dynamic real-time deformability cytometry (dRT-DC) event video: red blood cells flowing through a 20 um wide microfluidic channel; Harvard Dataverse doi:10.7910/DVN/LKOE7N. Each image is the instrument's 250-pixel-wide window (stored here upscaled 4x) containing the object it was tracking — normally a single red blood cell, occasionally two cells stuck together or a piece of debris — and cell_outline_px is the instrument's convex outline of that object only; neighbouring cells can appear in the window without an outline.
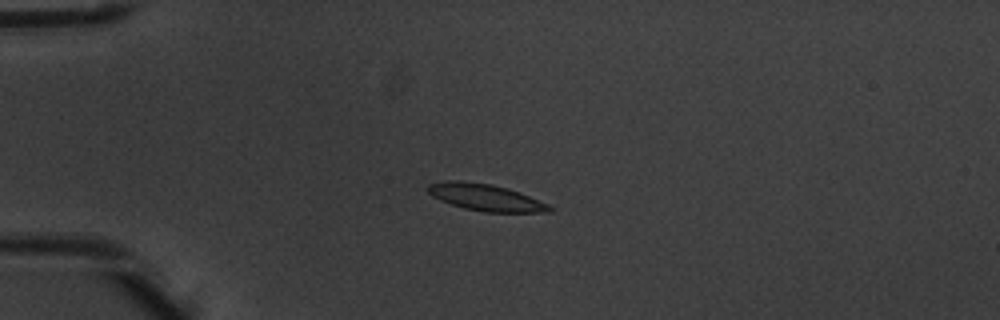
{"species": "common noctule bat (a hibernating species)", "species_latin": "Nyctalus noctula", "temperature_condition": "warm", "stored_images_in_passage": 6, "camera_frame_rate_fps": 3000, "um_per_image_px": 0.085, "animal": {"sex": "male", "body_mass_g": 20.1, "forearm_length_mm": 53.5}, "frame": {"image": 1, "passage_image": 5, "time_ms": 1.333, "image_size_px": [1000, 320], "cell_outline_px": [[556, 208], [552, 212], [484, 212], [464, 208], [440, 200], [432, 196], [428, 192], [428, 184], [448, 180], [460, 180], [492, 184], [508, 188], [548, 204]], "centroid_in_image_um": [41.29, 16.78], "position_along_channel_um": 43.7, "area_um2": 18.96}}